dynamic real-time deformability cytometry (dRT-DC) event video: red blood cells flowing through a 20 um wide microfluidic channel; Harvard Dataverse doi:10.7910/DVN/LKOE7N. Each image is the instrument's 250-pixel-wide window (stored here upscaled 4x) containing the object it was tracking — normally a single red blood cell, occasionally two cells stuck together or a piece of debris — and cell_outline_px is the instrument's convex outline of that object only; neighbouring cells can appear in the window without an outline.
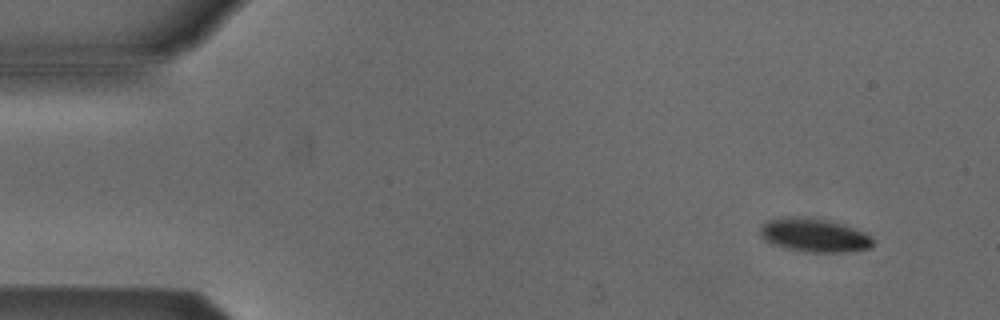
{"species": "Egyptian fruit bat (a non-hibernating species)", "species_latin": "Rousettus aegyptiacus", "temperature_condition": "cold", "stored_images_in_passage": 4, "camera_frame_rate_fps": 3000, "um_per_image_px": 0.085, "animal": {"sex": "male"}, "frame": {"image": 1, "passage_image": 1, "time_ms": 0.0, "image_size_px": [1000, 320], "cell_outline_px": [[872, 248], [852, 252], [804, 252], [784, 248], [772, 244], [764, 240], [760, 236], [760, 224], [768, 220], [788, 216], [796, 216], [828, 220], [844, 224], [864, 232], [872, 236]], "centroid_in_image_um": [69.19, 20.0], "position_along_channel_um": 15.8, "area_um2": 22.48}}
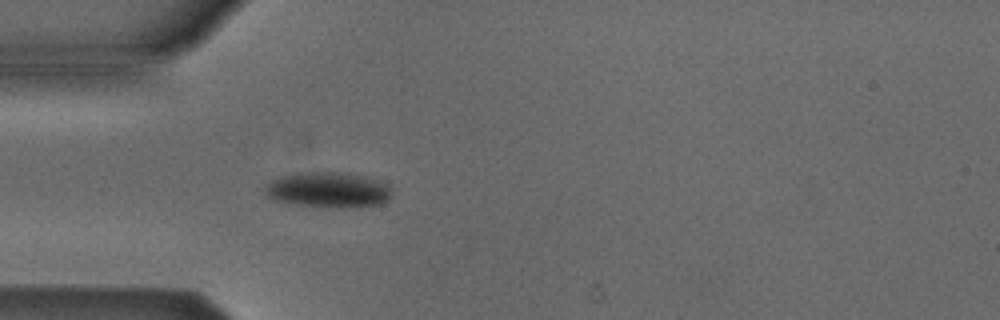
{"frame": {"image": 2, "passage_image": 4, "time_ms": 3.667, "image_size_px": [1000, 320], "cell_outline_px": [[392, 192], [388, 200], [380, 204], [340, 208], [336, 208], [296, 204], [276, 200], [268, 196], [264, 192], [264, 184], [280, 176], [296, 172], [348, 172], [364, 176], [388, 184]], "centroid_in_image_um": [27.88, 16.12], "position_along_channel_um": 57.1, "area_um2": 26.36}}